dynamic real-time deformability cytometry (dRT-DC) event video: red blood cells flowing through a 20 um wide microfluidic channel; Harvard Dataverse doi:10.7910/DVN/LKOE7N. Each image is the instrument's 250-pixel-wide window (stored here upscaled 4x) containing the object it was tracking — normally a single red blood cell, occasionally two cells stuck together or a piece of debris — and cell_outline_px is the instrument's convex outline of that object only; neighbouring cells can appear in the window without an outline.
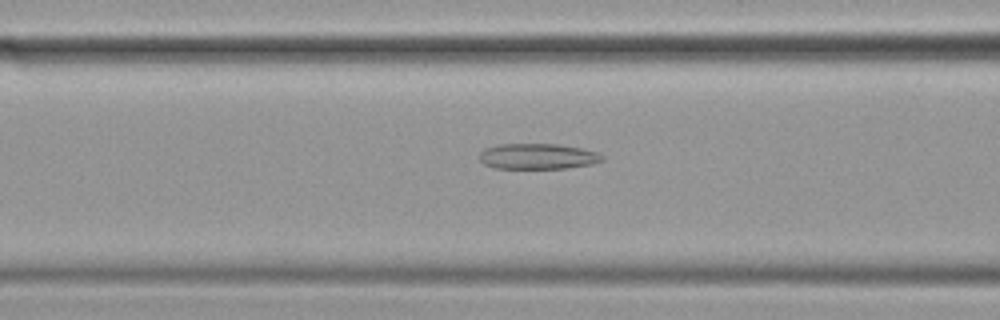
{"species": "common noctule bat (a hibernating species)", "species_latin": "Nyctalus noctula", "temperature_condition": "cold", "stored_images_in_passage": 49, "camera_frame_rate_fps": 3000, "um_per_image_px": 0.085, "animal": {"sex": "female", "body_mass_g": 19.9}, "frame": {"image": 1, "passage_image": 14, "time_ms": 4.333, "image_size_px": [1000, 320], "cell_outline_px": [[604, 160], [592, 164], [568, 168], [496, 168], [484, 164], [480, 160], [480, 152], [484, 148], [496, 144], [560, 144], [580, 148], [596, 152], [604, 156]], "centroid_in_image_um": [45.7, 13.28], "position_along_channel_um": 120.9, "area_um2": 18.38}}
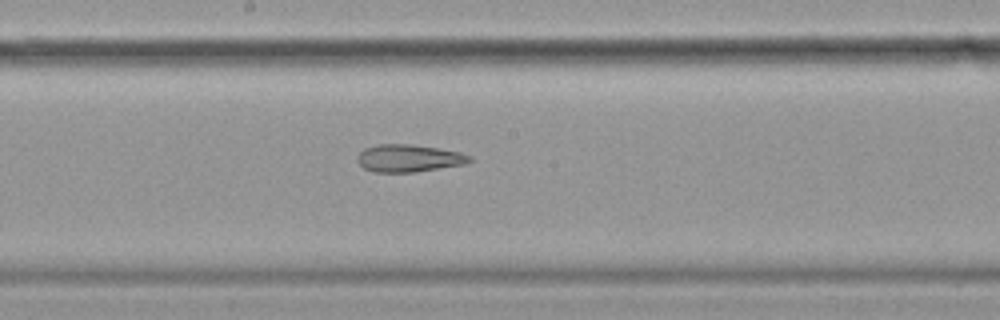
{"frame": {"image": 2, "passage_image": 22, "time_ms": 7.0, "image_size_px": [1000, 320], "cell_outline_px": [[472, 160], [468, 164], [416, 172], [372, 172], [364, 168], [356, 160], [356, 156], [364, 148], [380, 144], [408, 144], [436, 148], [460, 152], [472, 156]], "centroid_in_image_um": [34.76, 13.46], "position_along_channel_um": 213.4, "area_um2": 18.09}}
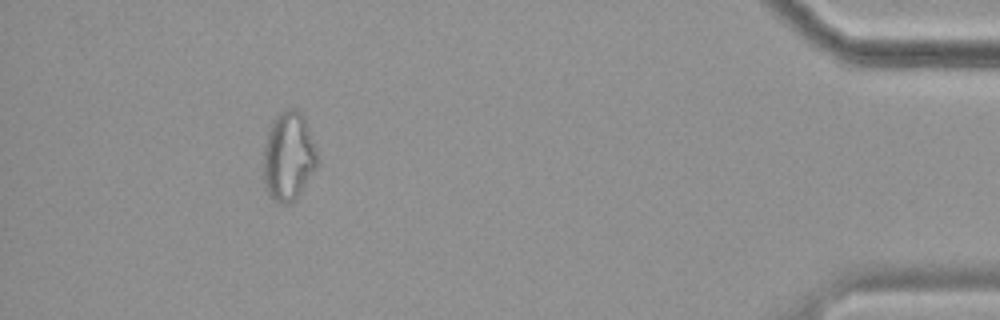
{"frame": {"image": 3, "passage_image": 44, "time_ms": 14.333, "image_size_px": [1000, 320], "cell_outline_px": [[316, 168], [300, 192], [288, 204], [284, 204], [276, 200], [264, 188], [264, 148], [268, 132], [272, 120], [280, 112], [288, 108], [300, 108], [304, 116], [316, 148]], "centroid_in_image_um": [24.52, 13.23], "position_along_channel_um": 410.7, "area_um2": 27.57}, "authors_computed_cell_mechanics": {"area_um2": 22.3108, "velocity_mm_per_s": 3.4849, "shape_relaxation_time_tau1_ms": null, "shape_relaxation_time_tau2_ms": 5.1024, "deformation_change_tau1": null, "deformation_change_tau2": 0.1664}}